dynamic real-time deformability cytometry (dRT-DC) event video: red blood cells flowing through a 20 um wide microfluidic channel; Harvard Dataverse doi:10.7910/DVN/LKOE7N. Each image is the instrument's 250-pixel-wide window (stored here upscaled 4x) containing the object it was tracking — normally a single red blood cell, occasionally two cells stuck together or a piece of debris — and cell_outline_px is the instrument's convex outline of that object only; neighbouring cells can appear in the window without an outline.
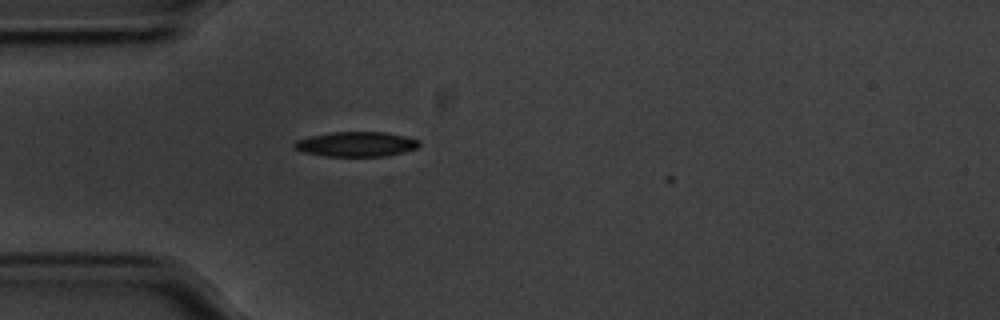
{"species": "common noctule bat (a hibernating species)", "species_latin": "Nyctalus noctula", "temperature_condition": "cold", "stored_images_in_passage": 5, "camera_frame_rate_fps": 3000, "um_per_image_px": 0.085, "animal": {"sex": "male", "body_mass_g": 20.1, "forearm_length_mm": 53.5}, "frame": {"image": 1, "passage_image": 1, "time_ms": 0.0, "image_size_px": [1000, 320], "cell_outline_px": [[420, 144], [416, 148], [404, 152], [384, 156], [324, 156], [304, 152], [296, 148], [292, 144], [296, 140], [308, 136], [332, 132], [384, 132], [404, 136], [420, 140]], "centroid_in_image_um": [30.27, 12.25], "position_along_channel_um": 54.7, "area_um2": 18.03}}